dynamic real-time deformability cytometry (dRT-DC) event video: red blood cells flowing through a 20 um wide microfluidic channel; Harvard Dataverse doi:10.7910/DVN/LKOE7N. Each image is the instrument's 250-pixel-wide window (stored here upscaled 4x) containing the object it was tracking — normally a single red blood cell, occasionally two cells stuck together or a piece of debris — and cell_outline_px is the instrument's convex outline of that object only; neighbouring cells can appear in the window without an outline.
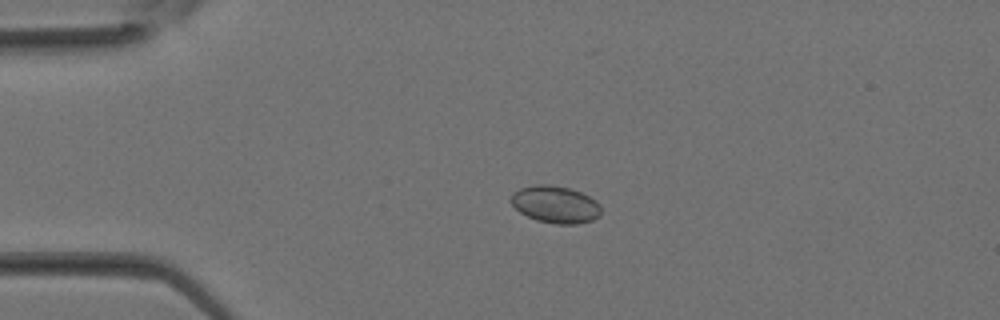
{"species": "Egyptian fruit bat (a non-hibernating species)", "species_latin": "Rousettus aegyptiacus", "temperature_condition": "room temperature", "stored_images_in_passage": 22, "camera_frame_rate_fps": 3000, "um_per_image_px": 0.085, "animal": {"sex": "female"}, "frame": {"image": 1, "passage_image": 2, "time_ms": 0.333, "image_size_px": [1000, 320], "cell_outline_px": [[600, 216], [592, 220], [576, 224], [556, 224], [536, 220], [520, 212], [508, 200], [512, 192], [520, 188], [536, 184], [548, 184], [568, 188], [580, 192], [596, 200], [600, 204]], "centroid_in_image_um": [47.18, 17.37], "position_along_channel_um": 37.8, "area_um2": 19.59}}
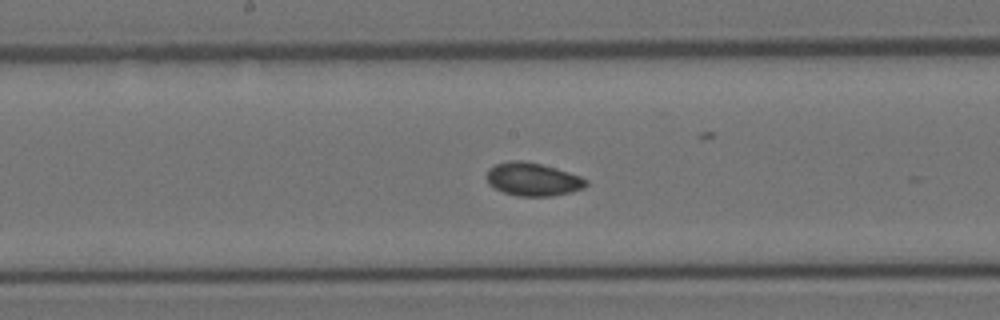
{"frame": {"image": 2, "passage_image": 12, "time_ms": 3.667, "image_size_px": [1000, 320], "cell_outline_px": [[588, 184], [584, 188], [552, 196], [516, 196], [504, 192], [488, 184], [488, 168], [496, 164], [508, 160], [524, 160], [556, 168], [580, 176], [588, 180]], "centroid_in_image_um": [45.29, 15.23], "position_along_channel_um": 202.9, "area_um2": 19.13}}
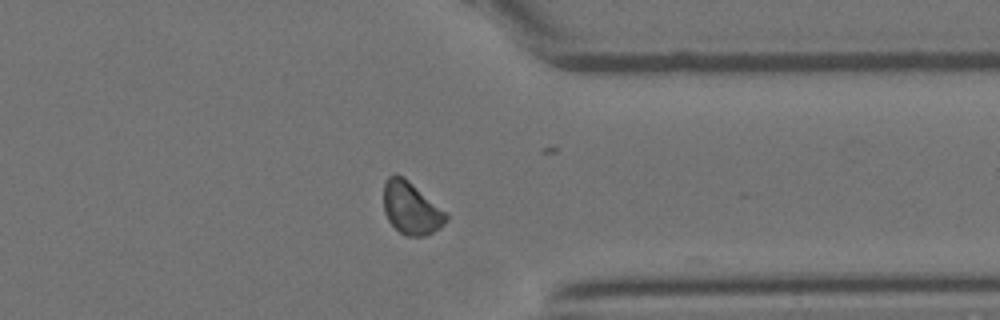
{"frame": {"image": 3, "passage_image": 21, "time_ms": 6.667, "image_size_px": [1000, 320], "cell_outline_px": [[448, 220], [440, 228], [424, 236], [404, 236], [388, 220], [384, 212], [384, 184], [388, 176], [396, 172], [404, 176], [448, 212]], "centroid_in_image_um": [34.97, 17.66], "position_along_channel_um": 376.4, "area_um2": 19.48}}